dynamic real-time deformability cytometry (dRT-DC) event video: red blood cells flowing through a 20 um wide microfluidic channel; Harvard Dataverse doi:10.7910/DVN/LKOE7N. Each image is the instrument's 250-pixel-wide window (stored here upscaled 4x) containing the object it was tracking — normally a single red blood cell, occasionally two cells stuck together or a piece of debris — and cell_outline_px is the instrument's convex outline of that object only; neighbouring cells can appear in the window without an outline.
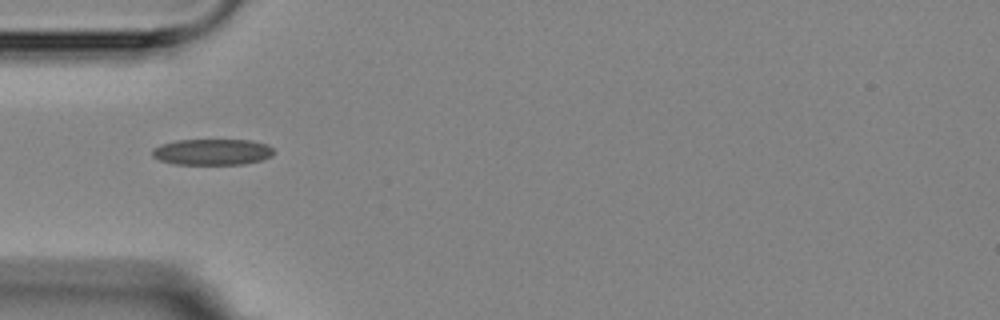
{"species": "Egyptian fruit bat (a non-hibernating species)", "species_latin": "Rousettus aegyptiacus", "temperature_condition": "room temperature", "stored_images_in_passage": 12, "camera_frame_rate_fps": 3000, "um_per_image_px": 0.085, "animal": {"sex": "female"}, "frame": {"image": 1, "passage_image": 1, "time_ms": 0.0, "image_size_px": [1000, 320], "cell_outline_px": [[272, 156], [260, 160], [244, 164], [176, 164], [160, 160], [152, 156], [152, 148], [160, 144], [176, 140], [252, 140], [268, 144], [272, 148]], "centroid_in_image_um": [18.02, 12.91], "position_along_channel_um": 67.0, "area_um2": 18.5}}
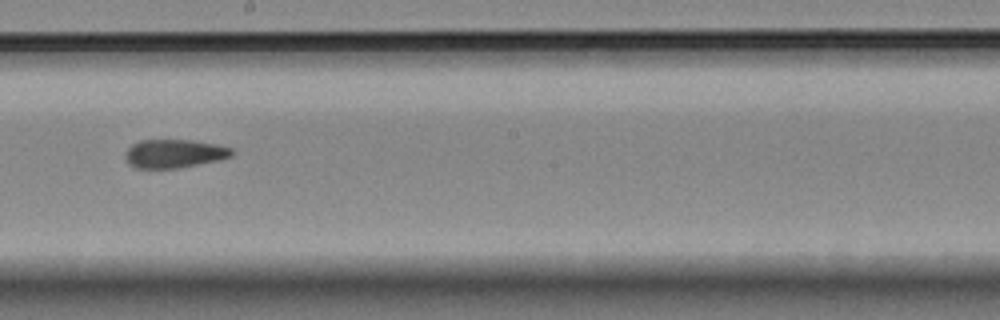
{"frame": {"image": 2, "passage_image": 5, "time_ms": 4.667, "image_size_px": [1000, 320], "cell_outline_px": [[236, 152], [232, 156], [220, 160], [176, 168], [136, 168], [128, 164], [124, 156], [124, 152], [132, 144], [140, 140], [192, 140], [216, 144], [232, 148]], "centroid_in_image_um": [14.81, 13.05], "position_along_channel_um": 233.4, "area_um2": 17.86}}
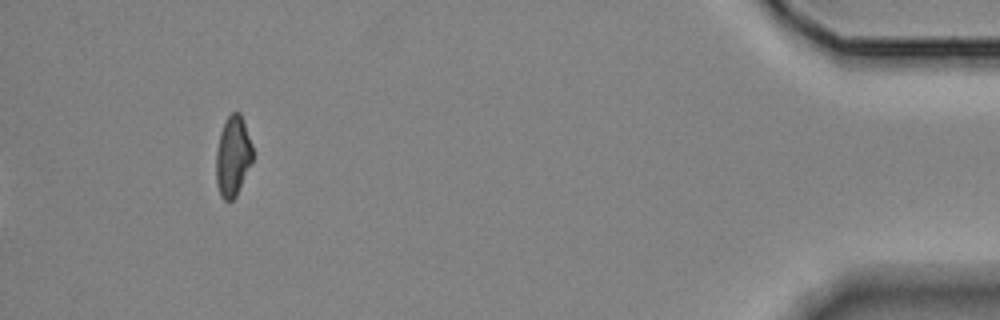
{"frame": {"image": 3, "passage_image": 11, "time_ms": 11.667, "image_size_px": [1000, 320], "cell_outline_px": [[252, 164], [236, 196], [232, 200], [224, 200], [220, 196], [216, 184], [216, 152], [220, 132], [228, 116], [232, 112], [240, 112], [252, 144]], "centroid_in_image_um": [19.79, 13.31], "position_along_channel_um": 415.4, "area_um2": 17.17}, "authors_computed_cell_mechanics": {"area_um2": 17.8602, "velocity_mm_per_s": 3.5548, "shape_relaxation_time_tau1_ms": 6.1849, "shape_relaxation_time_tau2_ms": 4.8331, "deformation_change_tau1": 0.1523, "deformation_change_tau2": 0.106}}